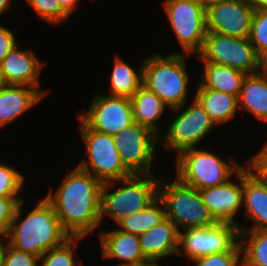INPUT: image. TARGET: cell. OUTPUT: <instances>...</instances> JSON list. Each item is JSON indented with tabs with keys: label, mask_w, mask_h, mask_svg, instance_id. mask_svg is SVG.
Here are the masks:
<instances>
[{
	"label": "cell",
	"mask_w": 267,
	"mask_h": 266,
	"mask_svg": "<svg viewBox=\"0 0 267 266\" xmlns=\"http://www.w3.org/2000/svg\"><path fill=\"white\" fill-rule=\"evenodd\" d=\"M243 203L246 205V218L255 224L249 229L240 225L239 230H267V184L244 167Z\"/></svg>",
	"instance_id": "obj_20"
},
{
	"label": "cell",
	"mask_w": 267,
	"mask_h": 266,
	"mask_svg": "<svg viewBox=\"0 0 267 266\" xmlns=\"http://www.w3.org/2000/svg\"><path fill=\"white\" fill-rule=\"evenodd\" d=\"M198 56L203 62L228 66L247 75L258 73L263 69V60L255 52L249 38L207 32Z\"/></svg>",
	"instance_id": "obj_8"
},
{
	"label": "cell",
	"mask_w": 267,
	"mask_h": 266,
	"mask_svg": "<svg viewBox=\"0 0 267 266\" xmlns=\"http://www.w3.org/2000/svg\"><path fill=\"white\" fill-rule=\"evenodd\" d=\"M122 163L132 174H152L151 163L159 137L133 122L113 135Z\"/></svg>",
	"instance_id": "obj_10"
},
{
	"label": "cell",
	"mask_w": 267,
	"mask_h": 266,
	"mask_svg": "<svg viewBox=\"0 0 267 266\" xmlns=\"http://www.w3.org/2000/svg\"><path fill=\"white\" fill-rule=\"evenodd\" d=\"M1 258H2V241H0V266H1Z\"/></svg>",
	"instance_id": "obj_43"
},
{
	"label": "cell",
	"mask_w": 267,
	"mask_h": 266,
	"mask_svg": "<svg viewBox=\"0 0 267 266\" xmlns=\"http://www.w3.org/2000/svg\"><path fill=\"white\" fill-rule=\"evenodd\" d=\"M6 84L4 83V80L2 78V75L0 73V90L5 86Z\"/></svg>",
	"instance_id": "obj_42"
},
{
	"label": "cell",
	"mask_w": 267,
	"mask_h": 266,
	"mask_svg": "<svg viewBox=\"0 0 267 266\" xmlns=\"http://www.w3.org/2000/svg\"><path fill=\"white\" fill-rule=\"evenodd\" d=\"M38 257L16 250L8 243L6 247L2 242L1 266H37Z\"/></svg>",
	"instance_id": "obj_33"
},
{
	"label": "cell",
	"mask_w": 267,
	"mask_h": 266,
	"mask_svg": "<svg viewBox=\"0 0 267 266\" xmlns=\"http://www.w3.org/2000/svg\"><path fill=\"white\" fill-rule=\"evenodd\" d=\"M236 176L240 186L230 179L225 184L201 189L199 193L217 223L232 224L239 228L240 224L233 217L243 205V168Z\"/></svg>",
	"instance_id": "obj_15"
},
{
	"label": "cell",
	"mask_w": 267,
	"mask_h": 266,
	"mask_svg": "<svg viewBox=\"0 0 267 266\" xmlns=\"http://www.w3.org/2000/svg\"><path fill=\"white\" fill-rule=\"evenodd\" d=\"M22 199L18 197L0 196V237L7 239L10 225L18 203ZM0 238V240H1Z\"/></svg>",
	"instance_id": "obj_34"
},
{
	"label": "cell",
	"mask_w": 267,
	"mask_h": 266,
	"mask_svg": "<svg viewBox=\"0 0 267 266\" xmlns=\"http://www.w3.org/2000/svg\"><path fill=\"white\" fill-rule=\"evenodd\" d=\"M46 92L24 85H5L0 90V128L37 104Z\"/></svg>",
	"instance_id": "obj_19"
},
{
	"label": "cell",
	"mask_w": 267,
	"mask_h": 266,
	"mask_svg": "<svg viewBox=\"0 0 267 266\" xmlns=\"http://www.w3.org/2000/svg\"><path fill=\"white\" fill-rule=\"evenodd\" d=\"M146 266H159V265H158V263H150V264H148Z\"/></svg>",
	"instance_id": "obj_44"
},
{
	"label": "cell",
	"mask_w": 267,
	"mask_h": 266,
	"mask_svg": "<svg viewBox=\"0 0 267 266\" xmlns=\"http://www.w3.org/2000/svg\"><path fill=\"white\" fill-rule=\"evenodd\" d=\"M165 217V205L158 196L145 209L122 219L118 223L121 229L118 228V230L139 236L153 228Z\"/></svg>",
	"instance_id": "obj_25"
},
{
	"label": "cell",
	"mask_w": 267,
	"mask_h": 266,
	"mask_svg": "<svg viewBox=\"0 0 267 266\" xmlns=\"http://www.w3.org/2000/svg\"><path fill=\"white\" fill-rule=\"evenodd\" d=\"M249 40L257 55L264 60L267 56V9L254 11Z\"/></svg>",
	"instance_id": "obj_29"
},
{
	"label": "cell",
	"mask_w": 267,
	"mask_h": 266,
	"mask_svg": "<svg viewBox=\"0 0 267 266\" xmlns=\"http://www.w3.org/2000/svg\"><path fill=\"white\" fill-rule=\"evenodd\" d=\"M111 74L110 96L131 98L142 86V64L138 74L120 57L116 56Z\"/></svg>",
	"instance_id": "obj_26"
},
{
	"label": "cell",
	"mask_w": 267,
	"mask_h": 266,
	"mask_svg": "<svg viewBox=\"0 0 267 266\" xmlns=\"http://www.w3.org/2000/svg\"><path fill=\"white\" fill-rule=\"evenodd\" d=\"M262 70L267 71V56L263 60V69Z\"/></svg>",
	"instance_id": "obj_41"
},
{
	"label": "cell",
	"mask_w": 267,
	"mask_h": 266,
	"mask_svg": "<svg viewBox=\"0 0 267 266\" xmlns=\"http://www.w3.org/2000/svg\"><path fill=\"white\" fill-rule=\"evenodd\" d=\"M14 33L0 25V63L16 45Z\"/></svg>",
	"instance_id": "obj_36"
},
{
	"label": "cell",
	"mask_w": 267,
	"mask_h": 266,
	"mask_svg": "<svg viewBox=\"0 0 267 266\" xmlns=\"http://www.w3.org/2000/svg\"><path fill=\"white\" fill-rule=\"evenodd\" d=\"M81 237H70L60 246L44 252L39 259L41 266H76L74 261V245ZM78 266H83L81 263Z\"/></svg>",
	"instance_id": "obj_28"
},
{
	"label": "cell",
	"mask_w": 267,
	"mask_h": 266,
	"mask_svg": "<svg viewBox=\"0 0 267 266\" xmlns=\"http://www.w3.org/2000/svg\"><path fill=\"white\" fill-rule=\"evenodd\" d=\"M140 248L144 257L150 263L171 254L182 255L179 250V231L176 225L165 217L157 225L139 235Z\"/></svg>",
	"instance_id": "obj_17"
},
{
	"label": "cell",
	"mask_w": 267,
	"mask_h": 266,
	"mask_svg": "<svg viewBox=\"0 0 267 266\" xmlns=\"http://www.w3.org/2000/svg\"><path fill=\"white\" fill-rule=\"evenodd\" d=\"M203 71L202 83L198 88L221 91L236 97H238L242 82L247 75L240 70L211 62H204Z\"/></svg>",
	"instance_id": "obj_23"
},
{
	"label": "cell",
	"mask_w": 267,
	"mask_h": 266,
	"mask_svg": "<svg viewBox=\"0 0 267 266\" xmlns=\"http://www.w3.org/2000/svg\"><path fill=\"white\" fill-rule=\"evenodd\" d=\"M197 1L205 10H207L209 7L225 0H197Z\"/></svg>",
	"instance_id": "obj_39"
},
{
	"label": "cell",
	"mask_w": 267,
	"mask_h": 266,
	"mask_svg": "<svg viewBox=\"0 0 267 266\" xmlns=\"http://www.w3.org/2000/svg\"><path fill=\"white\" fill-rule=\"evenodd\" d=\"M158 196L165 205L166 217L177 227L208 228L216 225L210 211L203 202L199 190L181 183L159 179Z\"/></svg>",
	"instance_id": "obj_6"
},
{
	"label": "cell",
	"mask_w": 267,
	"mask_h": 266,
	"mask_svg": "<svg viewBox=\"0 0 267 266\" xmlns=\"http://www.w3.org/2000/svg\"><path fill=\"white\" fill-rule=\"evenodd\" d=\"M142 85L154 92L173 112L185 106L188 94V73L185 56L173 53L163 57L154 54L143 60Z\"/></svg>",
	"instance_id": "obj_3"
},
{
	"label": "cell",
	"mask_w": 267,
	"mask_h": 266,
	"mask_svg": "<svg viewBox=\"0 0 267 266\" xmlns=\"http://www.w3.org/2000/svg\"><path fill=\"white\" fill-rule=\"evenodd\" d=\"M88 112L80 118L93 130L115 135L133 123L130 98L95 95Z\"/></svg>",
	"instance_id": "obj_13"
},
{
	"label": "cell",
	"mask_w": 267,
	"mask_h": 266,
	"mask_svg": "<svg viewBox=\"0 0 267 266\" xmlns=\"http://www.w3.org/2000/svg\"><path fill=\"white\" fill-rule=\"evenodd\" d=\"M42 64L33 52L18 49L16 44L0 63V73L6 85H24L39 89L38 75Z\"/></svg>",
	"instance_id": "obj_16"
},
{
	"label": "cell",
	"mask_w": 267,
	"mask_h": 266,
	"mask_svg": "<svg viewBox=\"0 0 267 266\" xmlns=\"http://www.w3.org/2000/svg\"><path fill=\"white\" fill-rule=\"evenodd\" d=\"M133 122L148 128L158 137L159 127L156 125L167 106L154 92L143 85L130 98Z\"/></svg>",
	"instance_id": "obj_22"
},
{
	"label": "cell",
	"mask_w": 267,
	"mask_h": 266,
	"mask_svg": "<svg viewBox=\"0 0 267 266\" xmlns=\"http://www.w3.org/2000/svg\"><path fill=\"white\" fill-rule=\"evenodd\" d=\"M24 176L8 165L0 163V196L16 197L21 191Z\"/></svg>",
	"instance_id": "obj_32"
},
{
	"label": "cell",
	"mask_w": 267,
	"mask_h": 266,
	"mask_svg": "<svg viewBox=\"0 0 267 266\" xmlns=\"http://www.w3.org/2000/svg\"><path fill=\"white\" fill-rule=\"evenodd\" d=\"M248 0H225L206 10L207 32L249 38L254 14Z\"/></svg>",
	"instance_id": "obj_14"
},
{
	"label": "cell",
	"mask_w": 267,
	"mask_h": 266,
	"mask_svg": "<svg viewBox=\"0 0 267 266\" xmlns=\"http://www.w3.org/2000/svg\"><path fill=\"white\" fill-rule=\"evenodd\" d=\"M239 231L242 266H267V230Z\"/></svg>",
	"instance_id": "obj_27"
},
{
	"label": "cell",
	"mask_w": 267,
	"mask_h": 266,
	"mask_svg": "<svg viewBox=\"0 0 267 266\" xmlns=\"http://www.w3.org/2000/svg\"><path fill=\"white\" fill-rule=\"evenodd\" d=\"M103 258L123 260L120 265L146 266L150 262L144 257L139 236L118 229L99 234Z\"/></svg>",
	"instance_id": "obj_18"
},
{
	"label": "cell",
	"mask_w": 267,
	"mask_h": 266,
	"mask_svg": "<svg viewBox=\"0 0 267 266\" xmlns=\"http://www.w3.org/2000/svg\"><path fill=\"white\" fill-rule=\"evenodd\" d=\"M118 181L122 186L111 193L107 189L114 181L102 184L100 222L104 214H109L118 224L122 219L145 209L158 197L159 180L153 174H132Z\"/></svg>",
	"instance_id": "obj_4"
},
{
	"label": "cell",
	"mask_w": 267,
	"mask_h": 266,
	"mask_svg": "<svg viewBox=\"0 0 267 266\" xmlns=\"http://www.w3.org/2000/svg\"><path fill=\"white\" fill-rule=\"evenodd\" d=\"M210 115L215 125L232 120L238 105V97L208 88H197L194 97Z\"/></svg>",
	"instance_id": "obj_24"
},
{
	"label": "cell",
	"mask_w": 267,
	"mask_h": 266,
	"mask_svg": "<svg viewBox=\"0 0 267 266\" xmlns=\"http://www.w3.org/2000/svg\"><path fill=\"white\" fill-rule=\"evenodd\" d=\"M11 2V0H0V15L10 7Z\"/></svg>",
	"instance_id": "obj_40"
},
{
	"label": "cell",
	"mask_w": 267,
	"mask_h": 266,
	"mask_svg": "<svg viewBox=\"0 0 267 266\" xmlns=\"http://www.w3.org/2000/svg\"><path fill=\"white\" fill-rule=\"evenodd\" d=\"M247 164L250 172L267 184V143L261 151L250 158Z\"/></svg>",
	"instance_id": "obj_35"
},
{
	"label": "cell",
	"mask_w": 267,
	"mask_h": 266,
	"mask_svg": "<svg viewBox=\"0 0 267 266\" xmlns=\"http://www.w3.org/2000/svg\"><path fill=\"white\" fill-rule=\"evenodd\" d=\"M239 228L217 223L208 228H189L179 231V246L190 260L213 253L230 251L239 242Z\"/></svg>",
	"instance_id": "obj_12"
},
{
	"label": "cell",
	"mask_w": 267,
	"mask_h": 266,
	"mask_svg": "<svg viewBox=\"0 0 267 266\" xmlns=\"http://www.w3.org/2000/svg\"><path fill=\"white\" fill-rule=\"evenodd\" d=\"M245 76L238 95L239 108L267 122V71Z\"/></svg>",
	"instance_id": "obj_21"
},
{
	"label": "cell",
	"mask_w": 267,
	"mask_h": 266,
	"mask_svg": "<svg viewBox=\"0 0 267 266\" xmlns=\"http://www.w3.org/2000/svg\"><path fill=\"white\" fill-rule=\"evenodd\" d=\"M254 10L267 9V0H248Z\"/></svg>",
	"instance_id": "obj_38"
},
{
	"label": "cell",
	"mask_w": 267,
	"mask_h": 266,
	"mask_svg": "<svg viewBox=\"0 0 267 266\" xmlns=\"http://www.w3.org/2000/svg\"><path fill=\"white\" fill-rule=\"evenodd\" d=\"M16 207L7 238L8 244L16 250L40 257L44 252L63 244L70 236L63 230L52 205L43 198L39 204L28 212L23 221L21 206Z\"/></svg>",
	"instance_id": "obj_2"
},
{
	"label": "cell",
	"mask_w": 267,
	"mask_h": 266,
	"mask_svg": "<svg viewBox=\"0 0 267 266\" xmlns=\"http://www.w3.org/2000/svg\"><path fill=\"white\" fill-rule=\"evenodd\" d=\"M193 104L182 110L172 123L168 121V129L163 141L165 149H172L178 154L196 145L216 125L202 105L194 98Z\"/></svg>",
	"instance_id": "obj_11"
},
{
	"label": "cell",
	"mask_w": 267,
	"mask_h": 266,
	"mask_svg": "<svg viewBox=\"0 0 267 266\" xmlns=\"http://www.w3.org/2000/svg\"><path fill=\"white\" fill-rule=\"evenodd\" d=\"M41 19L51 24H60L69 15L61 8L58 0H26Z\"/></svg>",
	"instance_id": "obj_30"
},
{
	"label": "cell",
	"mask_w": 267,
	"mask_h": 266,
	"mask_svg": "<svg viewBox=\"0 0 267 266\" xmlns=\"http://www.w3.org/2000/svg\"><path fill=\"white\" fill-rule=\"evenodd\" d=\"M241 253L238 242L230 251L209 254L191 261L196 263L195 266H242L239 261Z\"/></svg>",
	"instance_id": "obj_31"
},
{
	"label": "cell",
	"mask_w": 267,
	"mask_h": 266,
	"mask_svg": "<svg viewBox=\"0 0 267 266\" xmlns=\"http://www.w3.org/2000/svg\"><path fill=\"white\" fill-rule=\"evenodd\" d=\"M163 6L183 51L199 54L207 34L206 10L197 0H164Z\"/></svg>",
	"instance_id": "obj_9"
},
{
	"label": "cell",
	"mask_w": 267,
	"mask_h": 266,
	"mask_svg": "<svg viewBox=\"0 0 267 266\" xmlns=\"http://www.w3.org/2000/svg\"><path fill=\"white\" fill-rule=\"evenodd\" d=\"M61 8L69 15L73 13L72 11L77 7L78 0H58Z\"/></svg>",
	"instance_id": "obj_37"
},
{
	"label": "cell",
	"mask_w": 267,
	"mask_h": 266,
	"mask_svg": "<svg viewBox=\"0 0 267 266\" xmlns=\"http://www.w3.org/2000/svg\"><path fill=\"white\" fill-rule=\"evenodd\" d=\"M102 184L77 166L66 175L55 195L50 192L45 196L70 237L83 238L101 224Z\"/></svg>",
	"instance_id": "obj_1"
},
{
	"label": "cell",
	"mask_w": 267,
	"mask_h": 266,
	"mask_svg": "<svg viewBox=\"0 0 267 266\" xmlns=\"http://www.w3.org/2000/svg\"><path fill=\"white\" fill-rule=\"evenodd\" d=\"M81 135L86 146L88 162L80 161L78 167L102 183L121 180L132 175L124 166L116 149L113 135L91 129L81 118Z\"/></svg>",
	"instance_id": "obj_7"
},
{
	"label": "cell",
	"mask_w": 267,
	"mask_h": 266,
	"mask_svg": "<svg viewBox=\"0 0 267 266\" xmlns=\"http://www.w3.org/2000/svg\"><path fill=\"white\" fill-rule=\"evenodd\" d=\"M176 178L183 184L198 190L227 183L234 173L243 167L235 160L224 162L215 154L197 148L177 154Z\"/></svg>",
	"instance_id": "obj_5"
}]
</instances>
